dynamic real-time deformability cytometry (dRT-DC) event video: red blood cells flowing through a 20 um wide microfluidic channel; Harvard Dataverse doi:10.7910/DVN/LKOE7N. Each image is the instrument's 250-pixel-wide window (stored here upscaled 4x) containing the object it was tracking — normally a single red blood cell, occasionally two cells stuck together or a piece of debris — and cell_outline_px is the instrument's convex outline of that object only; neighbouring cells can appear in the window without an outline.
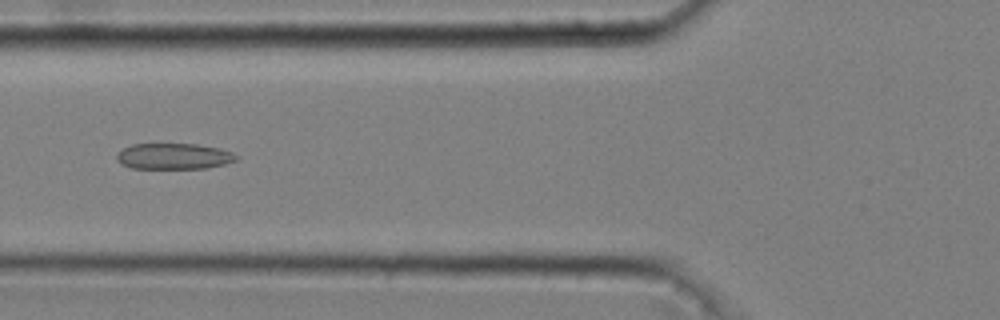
{"species": "common noctule bat (a hibernating species)", "species_latin": "Nyctalus noctula", "temperature_condition": "cold", "stored_images_in_passage": 43, "camera_frame_rate_fps": 3000, "um_per_image_px": 0.085, "animal": {"sex": "male", "body_mass_g": 20.4}, "frame": {"image": 1, "passage_image": 12, "time_ms": 3.667, "image_size_px": [1000, 320], "cell_outline_px": [[240, 156], [236, 160], [224, 164], [204, 168], [132, 168], [120, 164], [116, 160], [116, 156], [124, 148], [132, 144], [196, 144], [220, 148], [232, 152]], "centroid_in_image_um": [14.78, 13.28], "position_along_channel_um": 111.0, "area_um2": 18.03}}
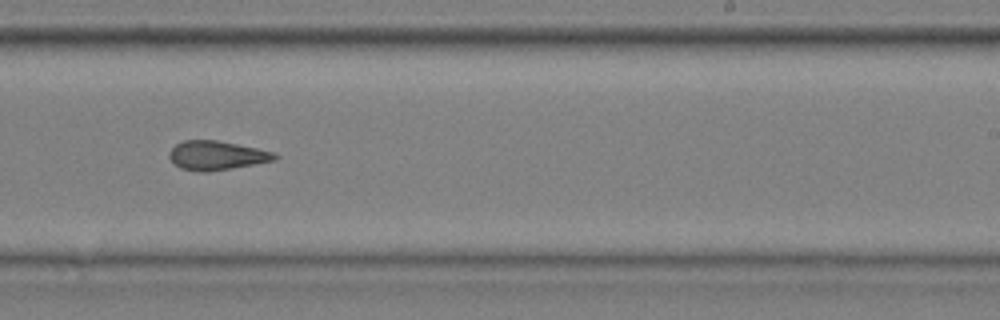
{"frame": {"image": 2, "passage_image": 25, "time_ms": 8.0, "image_size_px": [1000, 320], "cell_outline_px": [[280, 156], [276, 160], [232, 168], [208, 172], [200, 172], [180, 168], [168, 156], [168, 152], [176, 144], [184, 140], [216, 140], [276, 152]], "centroid_in_image_um": [18.43, 13.21], "position_along_channel_um": 270.6, "area_um2": 17.86}}
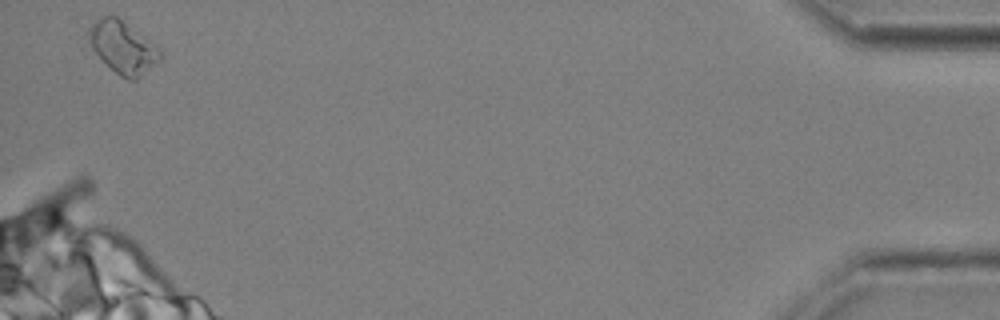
{"frame": {"image": 3, "passage_image": 43, "time_ms": 14.0, "image_size_px": [1000, 320], "cell_outline_px": [[164, 56], [160, 60], [136, 80], [128, 80], [120, 76], [92, 48], [88, 40], [88, 28], [100, 16], [116, 16], [160, 48], [164, 52]], "centroid_in_image_um": [10.47, 4.02], "position_along_channel_um": 424.7, "area_um2": 21.39}, "authors_computed_cell_mechanics": {"area_um2": 18.3804, "velocity_mm_per_s": 3.6811, "shape_relaxation_time_tau1_ms": null, "shape_relaxation_time_tau2_ms": 1.9177, "deformation_change_tau1": null, "deformation_change_tau2": 0.1104}}